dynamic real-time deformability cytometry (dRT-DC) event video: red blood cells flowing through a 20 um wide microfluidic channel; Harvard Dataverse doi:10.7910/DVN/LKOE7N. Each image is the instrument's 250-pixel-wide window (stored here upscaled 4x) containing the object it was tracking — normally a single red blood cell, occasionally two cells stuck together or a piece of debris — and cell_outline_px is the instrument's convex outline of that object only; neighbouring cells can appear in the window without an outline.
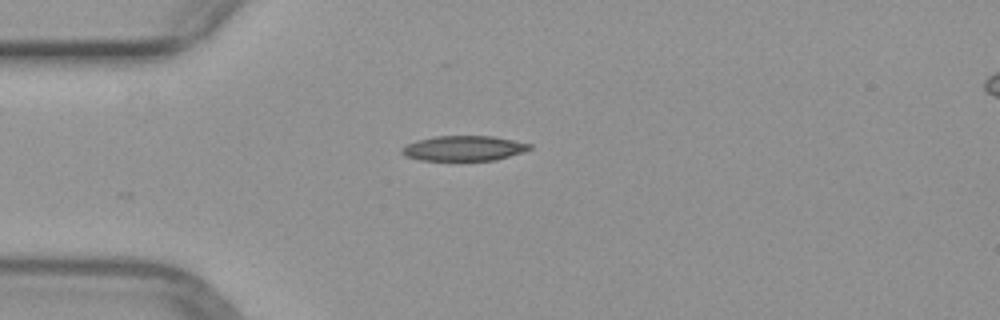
{"species": "common noctule bat (a hibernating species)", "species_latin": "Nyctalus noctula", "temperature_condition": "warm", "stored_images_in_passage": 6, "camera_frame_rate_fps": 3000, "um_per_image_px": 0.085, "animal": {"sex": "female", "body_mass_g": 29.2, "forearm_length_mm": 56.3}, "frame": {"image": 1, "passage_image": 1, "time_ms": 0.0, "image_size_px": [1000, 320], "cell_outline_px": [[532, 148], [496, 160], [420, 160], [404, 156], [400, 152], [408, 144], [416, 140], [436, 136], [492, 136], [532, 144]], "centroid_in_image_um": [39.4, 12.6], "position_along_channel_um": 45.6, "area_um2": 18.44}}
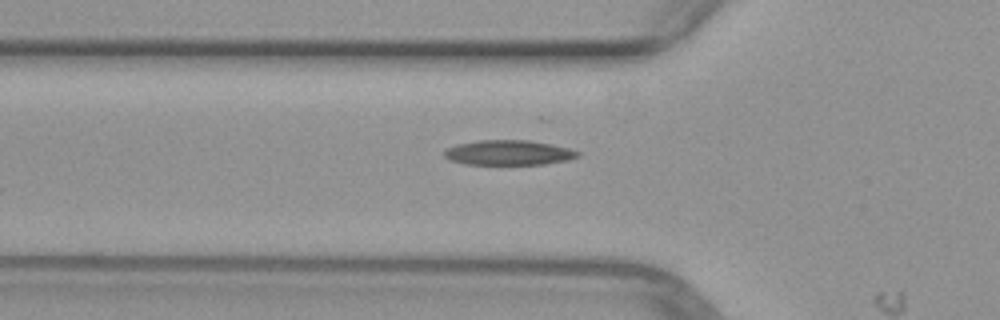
{"frame": {"image": 2, "passage_image": 5, "time_ms": 1.333, "image_size_px": [1000, 320], "cell_outline_px": [[580, 156], [568, 160], [544, 164], [468, 164], [452, 160], [444, 156], [444, 152], [448, 148], [456, 144], [480, 140], [528, 140], [552, 144], [568, 148], [580, 152]], "centroid_in_image_um": [43.27, 12.97], "position_along_channel_um": 82.5, "area_um2": 19.25}}